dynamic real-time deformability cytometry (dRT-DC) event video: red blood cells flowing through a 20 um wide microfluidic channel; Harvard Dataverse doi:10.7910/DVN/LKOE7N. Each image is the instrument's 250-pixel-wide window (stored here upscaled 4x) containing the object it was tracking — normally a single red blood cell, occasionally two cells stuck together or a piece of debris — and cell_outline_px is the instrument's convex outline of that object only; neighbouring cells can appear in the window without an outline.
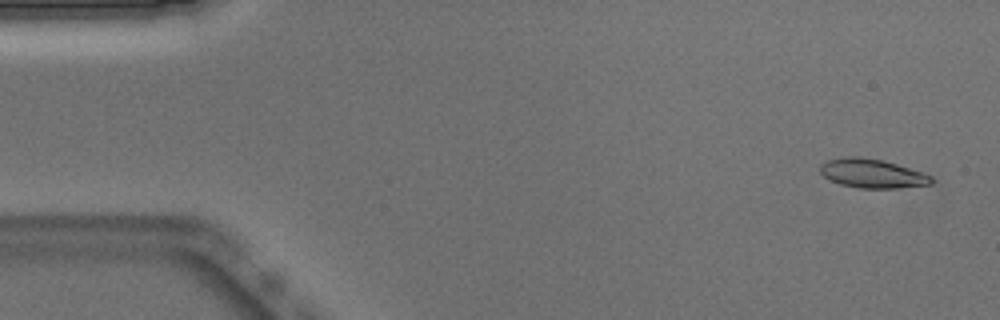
{"species": "Egyptian fruit bat (a non-hibernating species)", "species_latin": "Rousettus aegyptiacus", "temperature_condition": "warm", "stored_images_in_passage": 52, "segment_of_instrument_passage": [1, 2], "camera_frame_rate_fps": 3000, "um_per_image_px": 0.085, "animal": {"sex": "male"}, "frame": {"image": 1, "passage_image": 2, "time_ms": 0.333, "image_size_px": [1000, 320], "cell_outline_px": [[936, 180], [932, 184], [896, 188], [856, 188], [840, 184], [828, 180], [820, 172], [820, 164], [828, 160], [848, 156], [856, 156], [884, 160], [932, 176]], "centroid_in_image_um": [74.12, 14.75], "position_along_channel_um": 10.9, "area_um2": 18.84}}
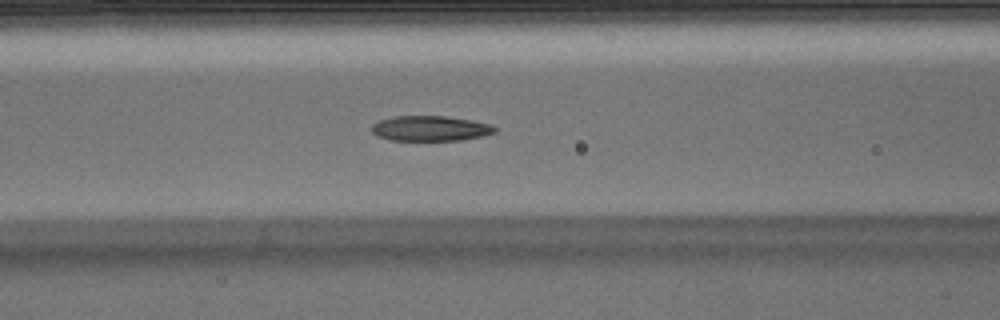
{"frame": {"image": 2, "passage_image": 20, "time_ms": 6.333, "image_size_px": [1000, 320], "cell_outline_px": [[496, 132], [484, 136], [460, 140], [388, 140], [376, 136], [372, 132], [372, 124], [380, 120], [396, 116], [444, 116], [492, 124], [496, 128]], "centroid_in_image_um": [36.57, 10.92], "position_along_channel_um": 130.0, "area_um2": 18.03}}
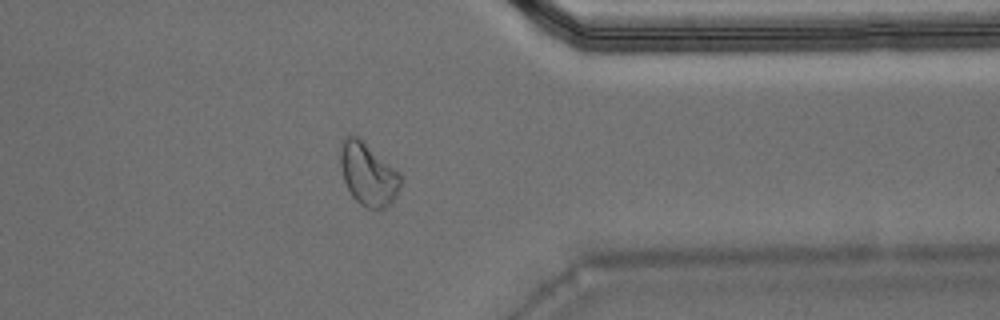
{"frame": {"image": 3, "passage_image": 40, "time_ms": 13.0, "image_size_px": [1000, 320], "cell_outline_px": [[400, 184], [396, 196], [384, 208], [364, 208], [352, 196], [344, 180], [340, 164], [340, 148], [344, 136], [356, 136], [400, 172]], "centroid_in_image_um": [31.27, 14.81], "position_along_channel_um": 380.1, "area_um2": 21.56}}